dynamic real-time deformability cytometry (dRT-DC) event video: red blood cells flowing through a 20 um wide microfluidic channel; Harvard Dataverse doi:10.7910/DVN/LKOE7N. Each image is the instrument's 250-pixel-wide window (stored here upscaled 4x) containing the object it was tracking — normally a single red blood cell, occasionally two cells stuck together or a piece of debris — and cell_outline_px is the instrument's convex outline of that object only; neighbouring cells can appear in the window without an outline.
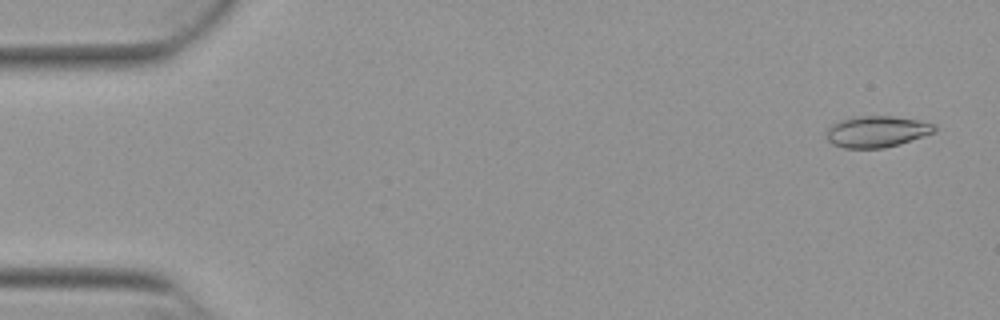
{"species": "Egyptian fruit bat (a non-hibernating species)", "species_latin": "Rousettus aegyptiacus", "temperature_condition": "warm", "stored_images_in_passage": 52, "camera_frame_rate_fps": 3000, "um_per_image_px": 0.085, "animal": {"sex": "female"}, "frame": {"image": 1, "passage_image": 2, "time_ms": 0.333, "image_size_px": [1000, 320], "cell_outline_px": [[936, 132], [900, 144], [884, 148], [844, 148], [832, 144], [828, 140], [828, 128], [832, 124], [840, 120], [852, 116], [892, 116], [916, 120], [936, 124]], "centroid_in_image_um": [74.54, 11.18], "position_along_channel_um": 10.5, "area_um2": 19.77}}
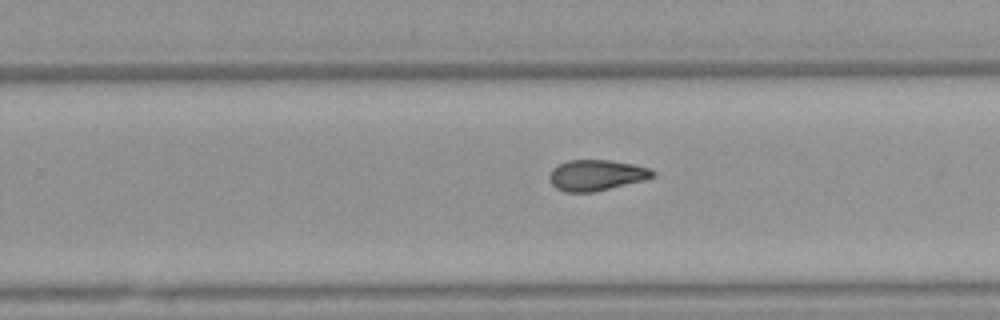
{"frame": {"image": 2, "passage_image": 33, "time_ms": 10.667, "image_size_px": [1000, 320], "cell_outline_px": [[656, 176], [648, 180], [592, 192], [564, 192], [556, 188], [548, 180], [548, 176], [552, 168], [568, 160], [612, 160], [652, 168], [656, 172]], "centroid_in_image_um": [50.73, 14.89], "position_along_channel_um": 279.1, "area_um2": 18.9}}
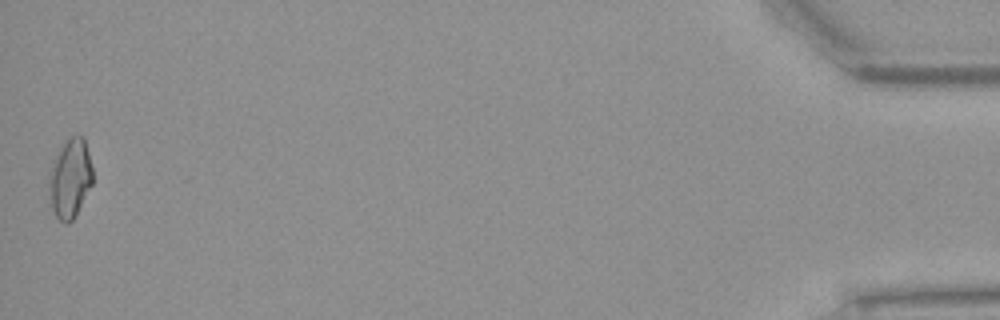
{"frame": {"image": 3, "passage_image": 52, "time_ms": 17.0, "image_size_px": [1000, 320], "cell_outline_px": [[92, 184], [72, 220], [68, 224], [64, 224], [56, 216], [52, 208], [48, 188], [48, 180], [52, 160], [60, 148], [72, 136], [84, 136], [92, 168]], "centroid_in_image_um": [5.94, 15.17], "position_along_channel_um": 429.3, "area_um2": 19.94}, "authors_computed_cell_mechanics": {"area_um2": 18.9873, "velocity_mm_per_s": 3.8893, "shape_relaxation_time_tau1_ms": null, "shape_relaxation_time_tau2_ms": 3.7228, "deformation_change_tau1": null, "deformation_change_tau2": 0.0991}}